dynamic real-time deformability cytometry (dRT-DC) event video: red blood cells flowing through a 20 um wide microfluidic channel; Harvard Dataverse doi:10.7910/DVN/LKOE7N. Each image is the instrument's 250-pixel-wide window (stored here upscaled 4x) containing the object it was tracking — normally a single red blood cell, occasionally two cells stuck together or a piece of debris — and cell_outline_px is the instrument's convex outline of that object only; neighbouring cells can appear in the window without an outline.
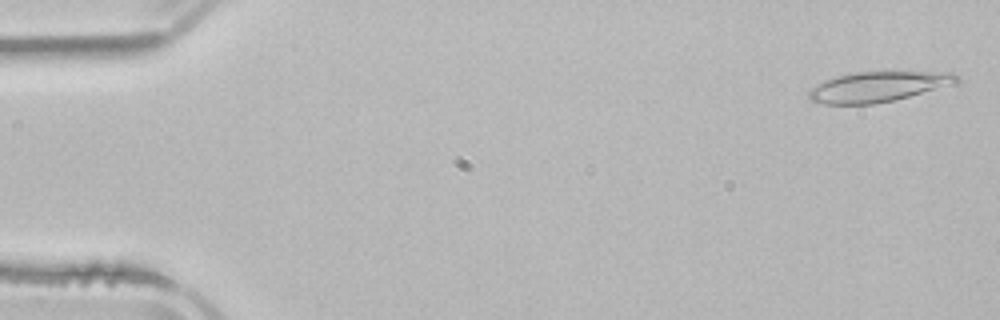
{"species": "common noctule bat (a hibernating species)", "species_latin": "Nyctalus noctula", "temperature_condition": "room temperature", "stored_images_in_passage": 4, "camera_frame_rate_fps": 3000, "um_per_image_px": 0.085, "animal": {"sex": "male", "body_mass_g": 21.5, "forearm_length_mm": 52.0}, "frame": {"image": 1, "passage_image": 1, "time_ms": 0.0, "image_size_px": [1000, 320], "cell_outline_px": [[960, 80], [908, 96], [892, 100], [872, 104], [824, 104], [808, 100], [808, 92], [812, 88], [836, 76], [856, 72], [952, 72]], "centroid_in_image_um": [74.53, 7.37], "position_along_channel_um": 10.5, "area_um2": 25.14}}